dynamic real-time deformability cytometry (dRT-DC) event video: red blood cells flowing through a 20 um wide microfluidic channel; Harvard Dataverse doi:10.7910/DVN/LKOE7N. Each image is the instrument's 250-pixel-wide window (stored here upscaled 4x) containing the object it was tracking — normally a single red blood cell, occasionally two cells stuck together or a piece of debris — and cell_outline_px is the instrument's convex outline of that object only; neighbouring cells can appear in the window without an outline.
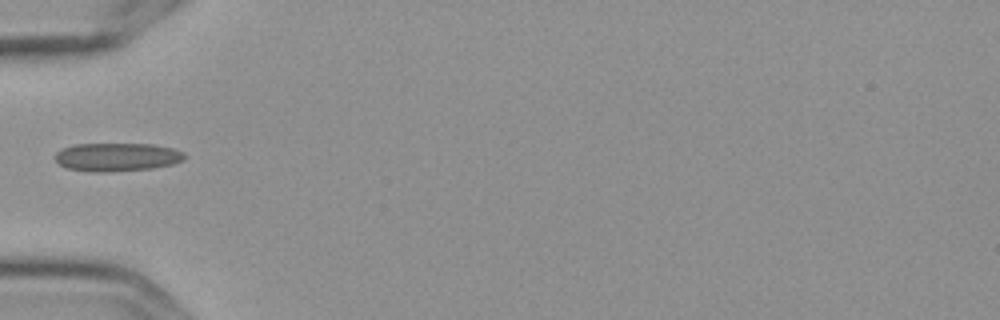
{"species": "Egyptian fruit bat (a non-hibernating species)", "species_latin": "Rousettus aegyptiacus", "temperature_condition": "cold", "stored_images_in_passage": 3, "camera_frame_rate_fps": 3000, "um_per_image_px": 0.085, "frame": {"image": 1, "passage_image": 1, "time_ms": 0.0, "image_size_px": [1000, 320], "cell_outline_px": [[184, 160], [172, 164], [152, 168], [108, 172], [92, 172], [64, 168], [56, 160], [56, 152], [60, 148], [76, 144], [152, 144], [172, 148], [184, 152]], "centroid_in_image_um": [9.91, 13.35], "position_along_channel_um": 75.1, "area_um2": 21.44}}